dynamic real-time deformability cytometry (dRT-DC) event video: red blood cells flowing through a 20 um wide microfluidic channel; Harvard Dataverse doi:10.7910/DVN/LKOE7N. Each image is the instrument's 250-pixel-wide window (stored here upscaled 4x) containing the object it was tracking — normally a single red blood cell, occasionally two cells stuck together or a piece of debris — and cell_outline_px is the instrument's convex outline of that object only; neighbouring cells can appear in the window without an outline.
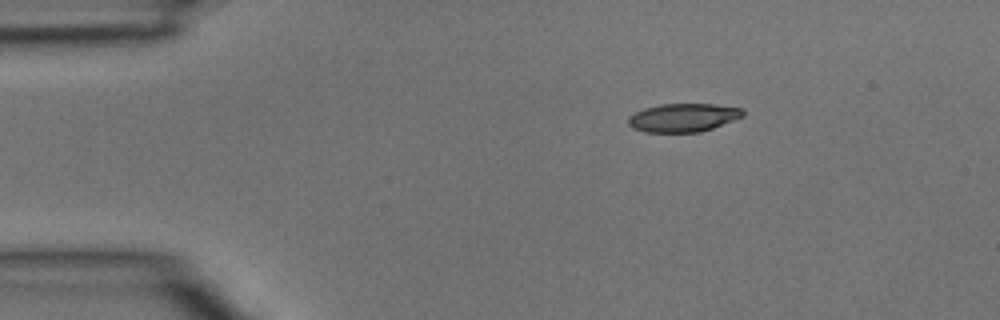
{"species": "common noctule bat (a hibernating species)", "species_latin": "Nyctalus noctula", "temperature_condition": "room temperature", "stored_images_in_passage": 3, "camera_frame_rate_fps": 3000, "um_per_image_px": 0.085, "animal": {"sex": "male", "body_mass_g": 15.6}, "frame": {"image": 1, "passage_image": 1, "time_ms": 0.0, "image_size_px": [1000, 320], "cell_outline_px": [[744, 116], [712, 128], [700, 132], [644, 132], [632, 128], [628, 124], [628, 116], [644, 108], [660, 104], [716, 104], [744, 108]], "centroid_in_image_um": [58.07, 9.99], "position_along_channel_um": 26.9, "area_um2": 19.07}}
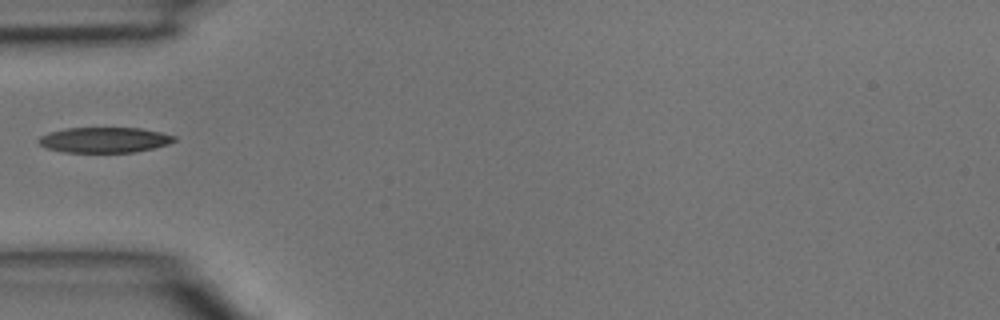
{"frame": {"image": 2, "passage_image": 3, "time_ms": 0.667, "image_size_px": [1000, 320], "cell_outline_px": [[176, 140], [168, 144], [152, 148], [132, 152], [64, 152], [48, 148], [40, 144], [36, 140], [40, 136], [48, 132], [64, 128], [140, 128], [160, 132], [176, 136]], "centroid_in_image_um": [8.85, 11.88], "position_along_channel_um": 76.2, "area_um2": 20.0}}